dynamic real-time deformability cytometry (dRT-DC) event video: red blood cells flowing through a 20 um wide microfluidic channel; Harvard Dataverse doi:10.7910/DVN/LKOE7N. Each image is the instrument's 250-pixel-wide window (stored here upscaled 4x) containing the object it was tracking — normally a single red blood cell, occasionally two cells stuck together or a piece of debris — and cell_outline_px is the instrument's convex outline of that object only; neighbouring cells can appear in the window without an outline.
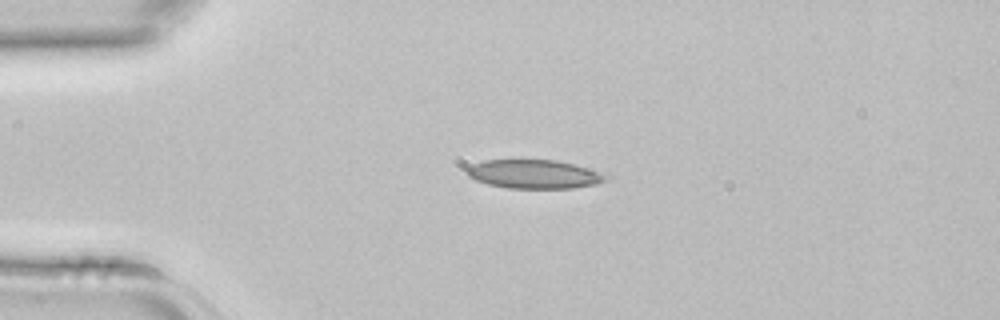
{"species": "common noctule bat (a hibernating species)", "species_latin": "Nyctalus noctula", "temperature_condition": "room temperature", "stored_images_in_passage": 3, "camera_frame_rate_fps": 3000, "um_per_image_px": 0.085, "animal": {"sex": "female", "body_mass_g": 22.7, "forearm_length_mm": 54.2}, "frame": {"image": 1, "passage_image": 2, "time_ms": 0.333, "image_size_px": [1000, 320], "cell_outline_px": [[608, 180], [596, 184], [572, 188], [508, 188], [488, 184], [476, 180], [468, 176], [464, 168], [472, 164], [484, 160], [556, 160], [588, 168], [600, 172], [608, 176]], "centroid_in_image_um": [45.37, 14.8], "position_along_channel_um": 39.6, "area_um2": 23.29}}
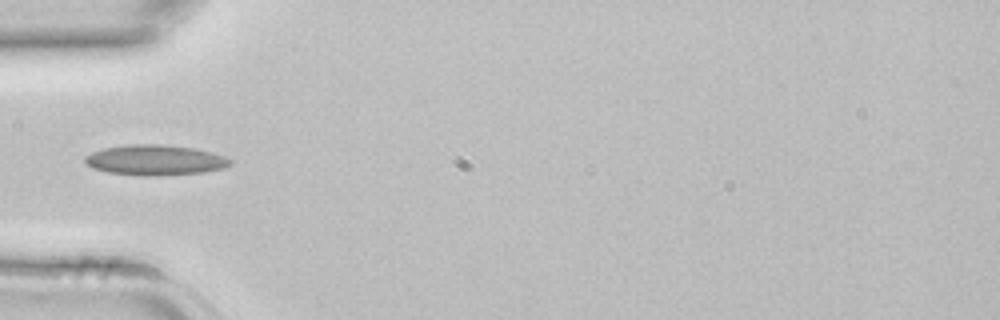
{"frame": {"image": 2, "passage_image": 3, "time_ms": 0.667, "image_size_px": [1000, 320], "cell_outline_px": [[232, 164], [224, 168], [204, 172], [148, 176], [108, 172], [92, 168], [84, 160], [84, 156], [92, 152], [104, 148], [128, 144], [160, 144], [192, 148], [212, 152], [224, 156], [232, 160]], "centroid_in_image_um": [13.19, 13.6], "position_along_channel_um": 71.8, "area_um2": 25.55}}